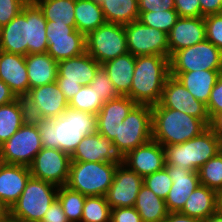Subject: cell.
Returning a JSON list of instances; mask_svg holds the SVG:
<instances>
[{"label":"cell","instance_id":"cell-1","mask_svg":"<svg viewBox=\"0 0 222 222\" xmlns=\"http://www.w3.org/2000/svg\"><path fill=\"white\" fill-rule=\"evenodd\" d=\"M37 124L44 148L59 149L70 156L82 139L97 132V115L67 108L52 119H33Z\"/></svg>","mask_w":222,"mask_h":222},{"label":"cell","instance_id":"cell-2","mask_svg":"<svg viewBox=\"0 0 222 222\" xmlns=\"http://www.w3.org/2000/svg\"><path fill=\"white\" fill-rule=\"evenodd\" d=\"M169 76V58L160 55L137 56L131 89L127 96L136 104H158Z\"/></svg>","mask_w":222,"mask_h":222},{"label":"cell","instance_id":"cell-3","mask_svg":"<svg viewBox=\"0 0 222 222\" xmlns=\"http://www.w3.org/2000/svg\"><path fill=\"white\" fill-rule=\"evenodd\" d=\"M152 107V139L164 146L182 144L200 135L208 126L184 112L155 104Z\"/></svg>","mask_w":222,"mask_h":222},{"label":"cell","instance_id":"cell-4","mask_svg":"<svg viewBox=\"0 0 222 222\" xmlns=\"http://www.w3.org/2000/svg\"><path fill=\"white\" fill-rule=\"evenodd\" d=\"M164 150L166 165L198 172L200 167L220 152V141L208 127L182 144L164 146Z\"/></svg>","mask_w":222,"mask_h":222},{"label":"cell","instance_id":"cell-5","mask_svg":"<svg viewBox=\"0 0 222 222\" xmlns=\"http://www.w3.org/2000/svg\"><path fill=\"white\" fill-rule=\"evenodd\" d=\"M119 163L71 161L65 186L84 196H105Z\"/></svg>","mask_w":222,"mask_h":222},{"label":"cell","instance_id":"cell-6","mask_svg":"<svg viewBox=\"0 0 222 222\" xmlns=\"http://www.w3.org/2000/svg\"><path fill=\"white\" fill-rule=\"evenodd\" d=\"M59 187L30 176L19 199L8 214L21 222H40L45 212L57 199Z\"/></svg>","mask_w":222,"mask_h":222},{"label":"cell","instance_id":"cell-7","mask_svg":"<svg viewBox=\"0 0 222 222\" xmlns=\"http://www.w3.org/2000/svg\"><path fill=\"white\" fill-rule=\"evenodd\" d=\"M152 139V107L136 104L120 123L118 135L112 141L116 152L122 158L129 151Z\"/></svg>","mask_w":222,"mask_h":222},{"label":"cell","instance_id":"cell-8","mask_svg":"<svg viewBox=\"0 0 222 222\" xmlns=\"http://www.w3.org/2000/svg\"><path fill=\"white\" fill-rule=\"evenodd\" d=\"M42 148L39 128L34 120L28 119L0 146V162L29 167Z\"/></svg>","mask_w":222,"mask_h":222},{"label":"cell","instance_id":"cell-9","mask_svg":"<svg viewBox=\"0 0 222 222\" xmlns=\"http://www.w3.org/2000/svg\"><path fill=\"white\" fill-rule=\"evenodd\" d=\"M86 52L99 64L128 52L124 25L105 23L85 36Z\"/></svg>","mask_w":222,"mask_h":222},{"label":"cell","instance_id":"cell-10","mask_svg":"<svg viewBox=\"0 0 222 222\" xmlns=\"http://www.w3.org/2000/svg\"><path fill=\"white\" fill-rule=\"evenodd\" d=\"M170 72L220 70L222 51L208 40L174 52L169 58Z\"/></svg>","mask_w":222,"mask_h":222},{"label":"cell","instance_id":"cell-11","mask_svg":"<svg viewBox=\"0 0 222 222\" xmlns=\"http://www.w3.org/2000/svg\"><path fill=\"white\" fill-rule=\"evenodd\" d=\"M128 52L133 56L160 55L169 58L168 34L139 20L124 25Z\"/></svg>","mask_w":222,"mask_h":222},{"label":"cell","instance_id":"cell-12","mask_svg":"<svg viewBox=\"0 0 222 222\" xmlns=\"http://www.w3.org/2000/svg\"><path fill=\"white\" fill-rule=\"evenodd\" d=\"M29 119H52L61 116L69 108V102L56 81L31 88L24 97Z\"/></svg>","mask_w":222,"mask_h":222},{"label":"cell","instance_id":"cell-13","mask_svg":"<svg viewBox=\"0 0 222 222\" xmlns=\"http://www.w3.org/2000/svg\"><path fill=\"white\" fill-rule=\"evenodd\" d=\"M71 156L59 149L42 148L33 159L29 170L31 176L50 182L56 186H65L69 177Z\"/></svg>","mask_w":222,"mask_h":222},{"label":"cell","instance_id":"cell-14","mask_svg":"<svg viewBox=\"0 0 222 222\" xmlns=\"http://www.w3.org/2000/svg\"><path fill=\"white\" fill-rule=\"evenodd\" d=\"M158 104L161 107L171 108L196 117L209 127L210 118L206 105L198 101L178 79L171 75L165 82L162 97Z\"/></svg>","mask_w":222,"mask_h":222},{"label":"cell","instance_id":"cell-15","mask_svg":"<svg viewBox=\"0 0 222 222\" xmlns=\"http://www.w3.org/2000/svg\"><path fill=\"white\" fill-rule=\"evenodd\" d=\"M143 178L122 162L118 164L114 179L105 198L111 209L134 207Z\"/></svg>","mask_w":222,"mask_h":222},{"label":"cell","instance_id":"cell-16","mask_svg":"<svg viewBox=\"0 0 222 222\" xmlns=\"http://www.w3.org/2000/svg\"><path fill=\"white\" fill-rule=\"evenodd\" d=\"M122 163L142 178L166 166L164 147L151 139L122 157Z\"/></svg>","mask_w":222,"mask_h":222},{"label":"cell","instance_id":"cell-17","mask_svg":"<svg viewBox=\"0 0 222 222\" xmlns=\"http://www.w3.org/2000/svg\"><path fill=\"white\" fill-rule=\"evenodd\" d=\"M165 169L173 180L171 189L165 199L167 210L169 213L180 212L189 195L200 185L198 172L172 165H166Z\"/></svg>","mask_w":222,"mask_h":222},{"label":"cell","instance_id":"cell-18","mask_svg":"<svg viewBox=\"0 0 222 222\" xmlns=\"http://www.w3.org/2000/svg\"><path fill=\"white\" fill-rule=\"evenodd\" d=\"M206 40L204 17H179L168 34L169 58L178 51Z\"/></svg>","mask_w":222,"mask_h":222},{"label":"cell","instance_id":"cell-19","mask_svg":"<svg viewBox=\"0 0 222 222\" xmlns=\"http://www.w3.org/2000/svg\"><path fill=\"white\" fill-rule=\"evenodd\" d=\"M77 162H122L111 140L98 132L85 136L71 155Z\"/></svg>","mask_w":222,"mask_h":222},{"label":"cell","instance_id":"cell-20","mask_svg":"<svg viewBox=\"0 0 222 222\" xmlns=\"http://www.w3.org/2000/svg\"><path fill=\"white\" fill-rule=\"evenodd\" d=\"M136 103L128 96H119L105 102L97 114V132L113 141L118 135L120 123Z\"/></svg>","mask_w":222,"mask_h":222},{"label":"cell","instance_id":"cell-21","mask_svg":"<svg viewBox=\"0 0 222 222\" xmlns=\"http://www.w3.org/2000/svg\"><path fill=\"white\" fill-rule=\"evenodd\" d=\"M0 79L16 97L24 98L30 90L25 56L0 50Z\"/></svg>","mask_w":222,"mask_h":222},{"label":"cell","instance_id":"cell-22","mask_svg":"<svg viewBox=\"0 0 222 222\" xmlns=\"http://www.w3.org/2000/svg\"><path fill=\"white\" fill-rule=\"evenodd\" d=\"M30 176L29 167L0 162V203L7 210L19 199Z\"/></svg>","mask_w":222,"mask_h":222},{"label":"cell","instance_id":"cell-23","mask_svg":"<svg viewBox=\"0 0 222 222\" xmlns=\"http://www.w3.org/2000/svg\"><path fill=\"white\" fill-rule=\"evenodd\" d=\"M101 67L87 52L58 62V77L56 80L64 82L80 83L82 86L89 85Z\"/></svg>","mask_w":222,"mask_h":222},{"label":"cell","instance_id":"cell-24","mask_svg":"<svg viewBox=\"0 0 222 222\" xmlns=\"http://www.w3.org/2000/svg\"><path fill=\"white\" fill-rule=\"evenodd\" d=\"M22 10L25 12V18L28 21L27 55L47 53V20L45 19L42 10L33 0H29Z\"/></svg>","mask_w":222,"mask_h":222},{"label":"cell","instance_id":"cell-25","mask_svg":"<svg viewBox=\"0 0 222 222\" xmlns=\"http://www.w3.org/2000/svg\"><path fill=\"white\" fill-rule=\"evenodd\" d=\"M28 21L22 10L8 24L0 28V50L27 55Z\"/></svg>","mask_w":222,"mask_h":222},{"label":"cell","instance_id":"cell-26","mask_svg":"<svg viewBox=\"0 0 222 222\" xmlns=\"http://www.w3.org/2000/svg\"><path fill=\"white\" fill-rule=\"evenodd\" d=\"M220 70H197L192 72H170L200 102L207 105L210 93Z\"/></svg>","mask_w":222,"mask_h":222},{"label":"cell","instance_id":"cell-27","mask_svg":"<svg viewBox=\"0 0 222 222\" xmlns=\"http://www.w3.org/2000/svg\"><path fill=\"white\" fill-rule=\"evenodd\" d=\"M25 63L30 89L55 82L58 77V62L48 53L28 54Z\"/></svg>","mask_w":222,"mask_h":222},{"label":"cell","instance_id":"cell-28","mask_svg":"<svg viewBox=\"0 0 222 222\" xmlns=\"http://www.w3.org/2000/svg\"><path fill=\"white\" fill-rule=\"evenodd\" d=\"M120 96L130 93L135 69V56L127 52L101 65Z\"/></svg>","mask_w":222,"mask_h":222},{"label":"cell","instance_id":"cell-29","mask_svg":"<svg viewBox=\"0 0 222 222\" xmlns=\"http://www.w3.org/2000/svg\"><path fill=\"white\" fill-rule=\"evenodd\" d=\"M216 211L217 192L200 184L189 195L180 213L204 221Z\"/></svg>","mask_w":222,"mask_h":222},{"label":"cell","instance_id":"cell-30","mask_svg":"<svg viewBox=\"0 0 222 222\" xmlns=\"http://www.w3.org/2000/svg\"><path fill=\"white\" fill-rule=\"evenodd\" d=\"M29 119L24 98L0 106V146Z\"/></svg>","mask_w":222,"mask_h":222},{"label":"cell","instance_id":"cell-31","mask_svg":"<svg viewBox=\"0 0 222 222\" xmlns=\"http://www.w3.org/2000/svg\"><path fill=\"white\" fill-rule=\"evenodd\" d=\"M134 208L143 222H163L168 216L166 202L145 185L140 187Z\"/></svg>","mask_w":222,"mask_h":222},{"label":"cell","instance_id":"cell-32","mask_svg":"<svg viewBox=\"0 0 222 222\" xmlns=\"http://www.w3.org/2000/svg\"><path fill=\"white\" fill-rule=\"evenodd\" d=\"M76 29L85 36L106 23L100 4L93 0H75Z\"/></svg>","mask_w":222,"mask_h":222},{"label":"cell","instance_id":"cell-33","mask_svg":"<svg viewBox=\"0 0 222 222\" xmlns=\"http://www.w3.org/2000/svg\"><path fill=\"white\" fill-rule=\"evenodd\" d=\"M100 7L106 23L126 25L139 19L138 0H103Z\"/></svg>","mask_w":222,"mask_h":222},{"label":"cell","instance_id":"cell-34","mask_svg":"<svg viewBox=\"0 0 222 222\" xmlns=\"http://www.w3.org/2000/svg\"><path fill=\"white\" fill-rule=\"evenodd\" d=\"M86 52L85 35L77 29L71 33V38L48 39L47 53L60 62Z\"/></svg>","mask_w":222,"mask_h":222},{"label":"cell","instance_id":"cell-35","mask_svg":"<svg viewBox=\"0 0 222 222\" xmlns=\"http://www.w3.org/2000/svg\"><path fill=\"white\" fill-rule=\"evenodd\" d=\"M47 21L72 26L76 29L75 0H33Z\"/></svg>","mask_w":222,"mask_h":222},{"label":"cell","instance_id":"cell-36","mask_svg":"<svg viewBox=\"0 0 222 222\" xmlns=\"http://www.w3.org/2000/svg\"><path fill=\"white\" fill-rule=\"evenodd\" d=\"M57 199L69 222H81L86 196L67 186H59Z\"/></svg>","mask_w":222,"mask_h":222},{"label":"cell","instance_id":"cell-37","mask_svg":"<svg viewBox=\"0 0 222 222\" xmlns=\"http://www.w3.org/2000/svg\"><path fill=\"white\" fill-rule=\"evenodd\" d=\"M69 108L98 114L105 103L90 85L82 86L81 89L69 101Z\"/></svg>","mask_w":222,"mask_h":222},{"label":"cell","instance_id":"cell-38","mask_svg":"<svg viewBox=\"0 0 222 222\" xmlns=\"http://www.w3.org/2000/svg\"><path fill=\"white\" fill-rule=\"evenodd\" d=\"M200 184L219 192L222 190V154L218 152L198 170Z\"/></svg>","mask_w":222,"mask_h":222},{"label":"cell","instance_id":"cell-39","mask_svg":"<svg viewBox=\"0 0 222 222\" xmlns=\"http://www.w3.org/2000/svg\"><path fill=\"white\" fill-rule=\"evenodd\" d=\"M111 208L105 196H86L81 222H110Z\"/></svg>","mask_w":222,"mask_h":222},{"label":"cell","instance_id":"cell-40","mask_svg":"<svg viewBox=\"0 0 222 222\" xmlns=\"http://www.w3.org/2000/svg\"><path fill=\"white\" fill-rule=\"evenodd\" d=\"M178 18L179 16L175 10H164L160 12H139L138 20L146 26L169 34Z\"/></svg>","mask_w":222,"mask_h":222},{"label":"cell","instance_id":"cell-41","mask_svg":"<svg viewBox=\"0 0 222 222\" xmlns=\"http://www.w3.org/2000/svg\"><path fill=\"white\" fill-rule=\"evenodd\" d=\"M172 184L173 180L170 178L168 171L165 168L143 178V185L164 200L166 199Z\"/></svg>","mask_w":222,"mask_h":222},{"label":"cell","instance_id":"cell-42","mask_svg":"<svg viewBox=\"0 0 222 222\" xmlns=\"http://www.w3.org/2000/svg\"><path fill=\"white\" fill-rule=\"evenodd\" d=\"M89 85L94 88L104 102L120 96L102 66L98 69L94 79Z\"/></svg>","mask_w":222,"mask_h":222},{"label":"cell","instance_id":"cell-43","mask_svg":"<svg viewBox=\"0 0 222 222\" xmlns=\"http://www.w3.org/2000/svg\"><path fill=\"white\" fill-rule=\"evenodd\" d=\"M206 40L222 51V13L204 16Z\"/></svg>","mask_w":222,"mask_h":222},{"label":"cell","instance_id":"cell-44","mask_svg":"<svg viewBox=\"0 0 222 222\" xmlns=\"http://www.w3.org/2000/svg\"><path fill=\"white\" fill-rule=\"evenodd\" d=\"M28 2L29 0H0V28L16 17Z\"/></svg>","mask_w":222,"mask_h":222},{"label":"cell","instance_id":"cell-45","mask_svg":"<svg viewBox=\"0 0 222 222\" xmlns=\"http://www.w3.org/2000/svg\"><path fill=\"white\" fill-rule=\"evenodd\" d=\"M207 113L211 119L215 114L222 112V72L210 93V98L206 105Z\"/></svg>","mask_w":222,"mask_h":222},{"label":"cell","instance_id":"cell-46","mask_svg":"<svg viewBox=\"0 0 222 222\" xmlns=\"http://www.w3.org/2000/svg\"><path fill=\"white\" fill-rule=\"evenodd\" d=\"M179 17H201L199 0H174Z\"/></svg>","mask_w":222,"mask_h":222},{"label":"cell","instance_id":"cell-47","mask_svg":"<svg viewBox=\"0 0 222 222\" xmlns=\"http://www.w3.org/2000/svg\"><path fill=\"white\" fill-rule=\"evenodd\" d=\"M110 222H143L134 207H121L111 209Z\"/></svg>","mask_w":222,"mask_h":222},{"label":"cell","instance_id":"cell-48","mask_svg":"<svg viewBox=\"0 0 222 222\" xmlns=\"http://www.w3.org/2000/svg\"><path fill=\"white\" fill-rule=\"evenodd\" d=\"M139 12L175 10L174 0H138Z\"/></svg>","mask_w":222,"mask_h":222},{"label":"cell","instance_id":"cell-49","mask_svg":"<svg viewBox=\"0 0 222 222\" xmlns=\"http://www.w3.org/2000/svg\"><path fill=\"white\" fill-rule=\"evenodd\" d=\"M76 29L72 26L60 24L55 21H47L46 37L48 39L71 38V33Z\"/></svg>","mask_w":222,"mask_h":222},{"label":"cell","instance_id":"cell-50","mask_svg":"<svg viewBox=\"0 0 222 222\" xmlns=\"http://www.w3.org/2000/svg\"><path fill=\"white\" fill-rule=\"evenodd\" d=\"M40 222H69L58 199H55Z\"/></svg>","mask_w":222,"mask_h":222},{"label":"cell","instance_id":"cell-51","mask_svg":"<svg viewBox=\"0 0 222 222\" xmlns=\"http://www.w3.org/2000/svg\"><path fill=\"white\" fill-rule=\"evenodd\" d=\"M201 17L222 13V0H199Z\"/></svg>","mask_w":222,"mask_h":222},{"label":"cell","instance_id":"cell-52","mask_svg":"<svg viewBox=\"0 0 222 222\" xmlns=\"http://www.w3.org/2000/svg\"><path fill=\"white\" fill-rule=\"evenodd\" d=\"M57 85L63 92L65 98L69 101L78 91L82 85L80 83L64 82V80H56Z\"/></svg>","mask_w":222,"mask_h":222},{"label":"cell","instance_id":"cell-53","mask_svg":"<svg viewBox=\"0 0 222 222\" xmlns=\"http://www.w3.org/2000/svg\"><path fill=\"white\" fill-rule=\"evenodd\" d=\"M17 97L9 86L0 79V106L14 101Z\"/></svg>","mask_w":222,"mask_h":222},{"label":"cell","instance_id":"cell-54","mask_svg":"<svg viewBox=\"0 0 222 222\" xmlns=\"http://www.w3.org/2000/svg\"><path fill=\"white\" fill-rule=\"evenodd\" d=\"M209 128L217 136L220 143H222V112L215 114L210 119Z\"/></svg>","mask_w":222,"mask_h":222},{"label":"cell","instance_id":"cell-55","mask_svg":"<svg viewBox=\"0 0 222 222\" xmlns=\"http://www.w3.org/2000/svg\"><path fill=\"white\" fill-rule=\"evenodd\" d=\"M163 222H203L200 219L181 214L180 212H170Z\"/></svg>","mask_w":222,"mask_h":222},{"label":"cell","instance_id":"cell-56","mask_svg":"<svg viewBox=\"0 0 222 222\" xmlns=\"http://www.w3.org/2000/svg\"><path fill=\"white\" fill-rule=\"evenodd\" d=\"M203 222H222V214L218 211L210 215L207 219Z\"/></svg>","mask_w":222,"mask_h":222},{"label":"cell","instance_id":"cell-57","mask_svg":"<svg viewBox=\"0 0 222 222\" xmlns=\"http://www.w3.org/2000/svg\"><path fill=\"white\" fill-rule=\"evenodd\" d=\"M217 211L222 214V190L217 192Z\"/></svg>","mask_w":222,"mask_h":222},{"label":"cell","instance_id":"cell-58","mask_svg":"<svg viewBox=\"0 0 222 222\" xmlns=\"http://www.w3.org/2000/svg\"><path fill=\"white\" fill-rule=\"evenodd\" d=\"M0 222H21L20 220L13 218L8 213L0 220Z\"/></svg>","mask_w":222,"mask_h":222},{"label":"cell","instance_id":"cell-59","mask_svg":"<svg viewBox=\"0 0 222 222\" xmlns=\"http://www.w3.org/2000/svg\"><path fill=\"white\" fill-rule=\"evenodd\" d=\"M8 213V210L0 203V220Z\"/></svg>","mask_w":222,"mask_h":222},{"label":"cell","instance_id":"cell-60","mask_svg":"<svg viewBox=\"0 0 222 222\" xmlns=\"http://www.w3.org/2000/svg\"><path fill=\"white\" fill-rule=\"evenodd\" d=\"M94 2H97L98 4H100L103 0H93Z\"/></svg>","mask_w":222,"mask_h":222},{"label":"cell","instance_id":"cell-61","mask_svg":"<svg viewBox=\"0 0 222 222\" xmlns=\"http://www.w3.org/2000/svg\"><path fill=\"white\" fill-rule=\"evenodd\" d=\"M220 152L222 154V143H220Z\"/></svg>","mask_w":222,"mask_h":222}]
</instances>
